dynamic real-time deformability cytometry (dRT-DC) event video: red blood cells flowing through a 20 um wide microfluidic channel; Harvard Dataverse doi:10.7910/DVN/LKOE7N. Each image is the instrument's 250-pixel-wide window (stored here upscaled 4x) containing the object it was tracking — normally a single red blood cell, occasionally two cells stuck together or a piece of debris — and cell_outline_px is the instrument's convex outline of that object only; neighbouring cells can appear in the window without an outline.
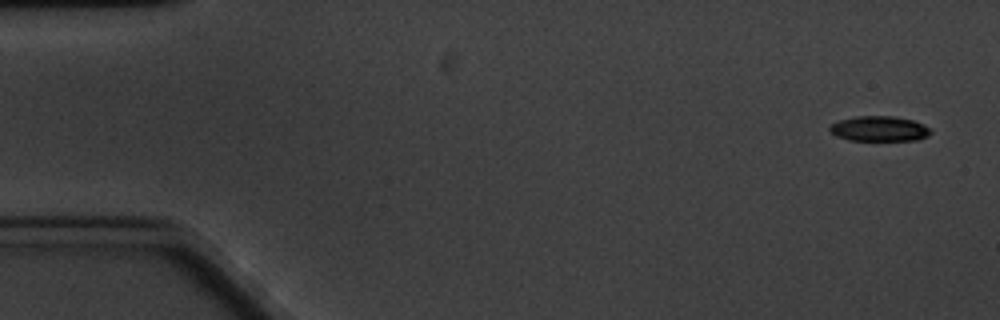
{"species": "common noctule bat (a hibernating species)", "species_latin": "Nyctalus noctula", "temperature_condition": "cold", "stored_images_in_passage": 6, "camera_frame_rate_fps": 3000, "um_per_image_px": 0.085, "animal": {"sex": "male", "body_mass_g": 20.1, "forearm_length_mm": 53.5}, "frame": {"image": 1, "passage_image": 1, "time_ms": 0.0, "image_size_px": [1000, 320], "cell_outline_px": [[932, 132], [928, 136], [916, 140], [848, 140], [836, 136], [828, 128], [832, 124], [840, 120], [856, 116], [892, 116], [912, 120], [924, 124]], "centroid_in_image_um": [74.74, 10.94], "position_along_channel_um": 10.3, "area_um2": 14.68}}
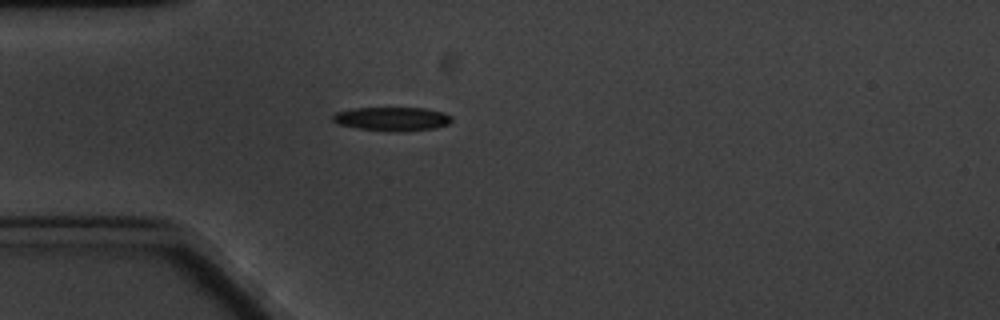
{"frame": {"image": 2, "passage_image": 5, "time_ms": 4.667, "image_size_px": [1000, 320], "cell_outline_px": [[452, 120], [448, 124], [436, 128], [404, 132], [392, 132], [360, 128], [336, 124], [332, 120], [332, 116], [336, 112], [352, 108], [424, 108], [444, 112], [452, 116]], "centroid_in_image_um": [33.34, 10.11], "position_along_channel_um": 51.7, "area_um2": 16.7}}